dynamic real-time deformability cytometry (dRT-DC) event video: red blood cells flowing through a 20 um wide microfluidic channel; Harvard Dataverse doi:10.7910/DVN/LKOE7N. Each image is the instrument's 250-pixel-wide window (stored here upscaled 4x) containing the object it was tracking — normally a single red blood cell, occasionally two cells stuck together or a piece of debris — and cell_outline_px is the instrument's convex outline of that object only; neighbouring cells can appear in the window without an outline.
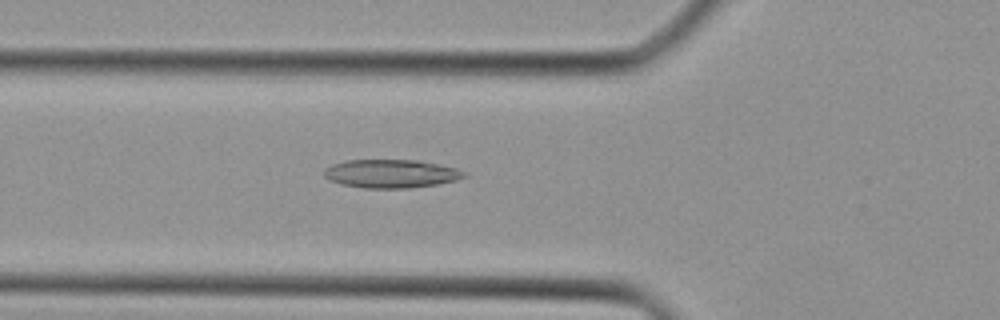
{"species": "Egyptian fruit bat (a non-hibernating species)", "species_latin": "Rousettus aegyptiacus", "temperature_condition": "cold", "stored_images_in_passage": 35, "camera_frame_rate_fps": 3000, "um_per_image_px": 0.085, "animal": {"sex": "female"}, "frame": {"image": 1, "passage_image": 10, "time_ms": 3.0, "image_size_px": [1000, 320], "cell_outline_px": [[468, 176], [456, 180], [436, 184], [408, 188], [364, 188], [340, 184], [328, 180], [324, 176], [324, 168], [332, 164], [348, 160], [416, 160], [456, 168], [464, 172]], "centroid_in_image_um": [33.19, 14.76], "position_along_channel_um": 92.6, "area_um2": 23.12}}
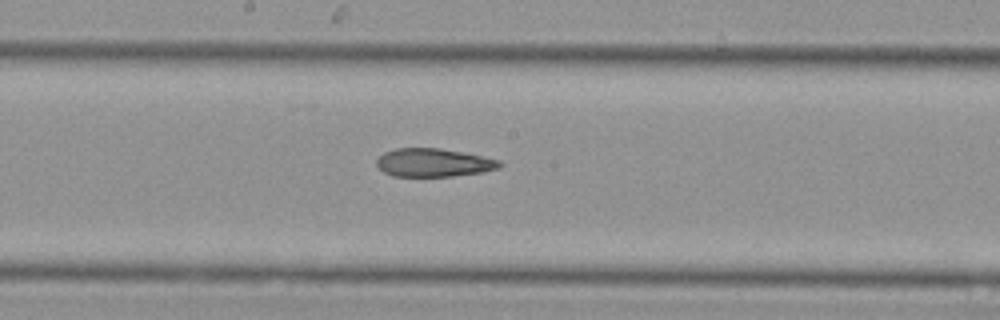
{"frame": {"image": 2, "passage_image": 17, "time_ms": 5.333, "image_size_px": [1000, 320], "cell_outline_px": [[504, 164], [500, 168], [484, 172], [452, 176], [392, 176], [384, 172], [376, 164], [376, 160], [384, 152], [396, 148], [440, 148], [500, 160]], "centroid_in_image_um": [36.86, 13.83], "position_along_channel_um": 211.3, "area_um2": 20.23}}
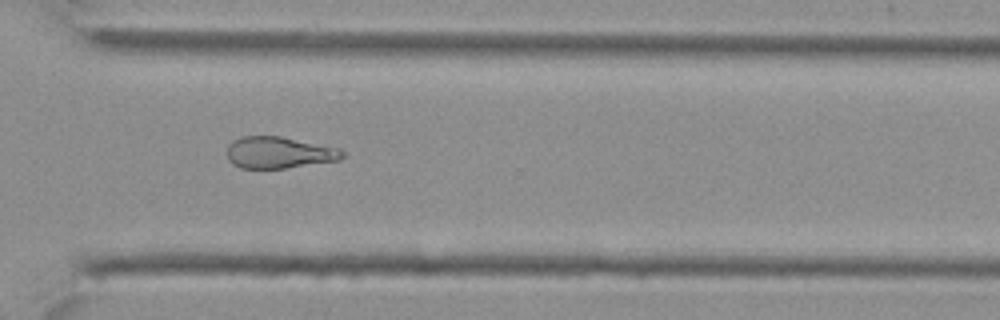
{"frame": {"image": 3, "passage_image": 25, "time_ms": 8.0, "image_size_px": [1000, 320], "cell_outline_px": [[348, 156], [340, 160], [284, 168], [240, 168], [232, 164], [228, 160], [228, 144], [232, 140], [244, 136], [280, 136], [336, 148], [344, 152]], "centroid_in_image_um": [23.7, 12.97], "position_along_channel_um": 346.9, "area_um2": 21.15}}